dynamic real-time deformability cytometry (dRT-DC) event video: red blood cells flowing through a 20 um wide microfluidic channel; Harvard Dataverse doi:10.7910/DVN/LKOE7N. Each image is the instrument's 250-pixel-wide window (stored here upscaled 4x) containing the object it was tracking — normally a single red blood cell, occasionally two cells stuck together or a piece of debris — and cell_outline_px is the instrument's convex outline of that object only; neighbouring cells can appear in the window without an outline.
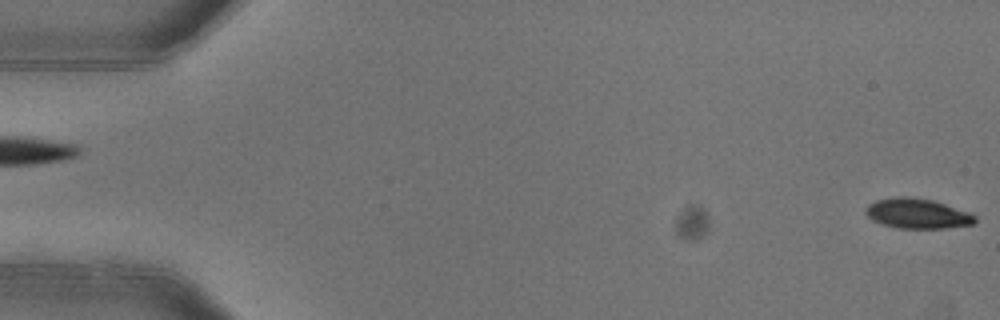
{"species": "common noctule bat (a hibernating species)", "species_latin": "Nyctalus noctula", "temperature_condition": "warm", "stored_images_in_passage": 5, "segment_of_instrument_passage": [2, 2], "camera_frame_rate_fps": 3000, "um_per_image_px": 0.085, "animal": {"sex": "female"}, "frame": {"image": 1, "passage_image": 5, "time_ms": 1.333, "image_size_px": [1000, 320], "cell_outline_px": [[976, 220], [972, 224], [944, 228], [896, 228], [872, 220], [864, 212], [868, 204], [876, 200], [896, 196], [908, 196], [932, 200], [968, 212], [976, 216]], "centroid_in_image_um": [77.93, 18.14], "position_along_channel_um": 7.1, "area_um2": 18.96}}